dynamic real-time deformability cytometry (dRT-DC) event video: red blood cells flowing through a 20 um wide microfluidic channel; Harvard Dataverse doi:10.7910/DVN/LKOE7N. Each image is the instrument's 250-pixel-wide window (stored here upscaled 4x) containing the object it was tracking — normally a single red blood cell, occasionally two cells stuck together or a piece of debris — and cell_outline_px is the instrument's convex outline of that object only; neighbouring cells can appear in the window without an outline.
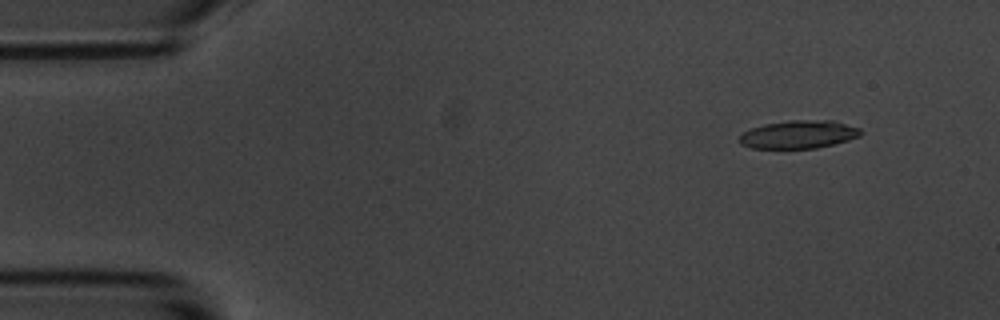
{"species": "common noctule bat (a hibernating species)", "species_latin": "Nyctalus noctula", "temperature_condition": "room temperature", "stored_images_in_passage": 4, "camera_frame_rate_fps": 3000, "um_per_image_px": 0.085, "animal": {"sex": "male", "body_mass_g": 20.1, "forearm_length_mm": 53.5}, "frame": {"image": 1, "passage_image": 1, "time_ms": 0.0, "image_size_px": [1000, 320], "cell_outline_px": [[860, 136], [848, 140], [816, 148], [752, 148], [740, 144], [740, 136], [744, 132], [752, 128], [764, 124], [788, 120], [832, 120], [860, 128]], "centroid_in_image_um": [67.88, 11.42], "position_along_channel_um": 17.1, "area_um2": 19.65}}
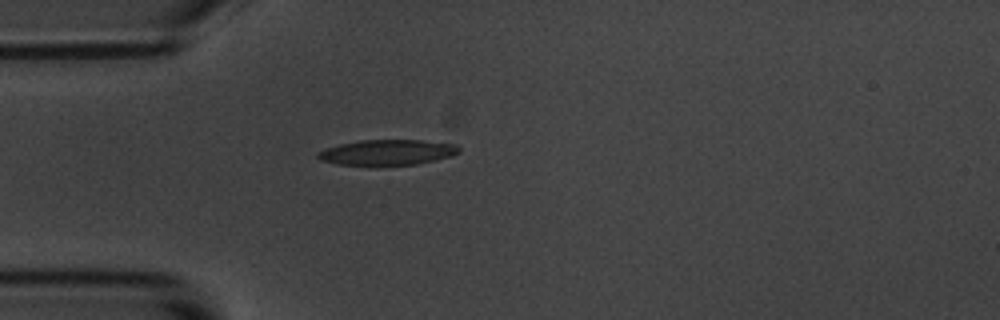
{"frame": {"image": 2, "passage_image": 4, "time_ms": 3.333, "image_size_px": [1000, 320], "cell_outline_px": [[460, 152], [452, 156], [416, 164], [336, 164], [320, 160], [316, 156], [316, 152], [340, 144], [360, 140], [420, 140], [460, 144]], "centroid_in_image_um": [32.97, 12.93], "position_along_channel_um": 52.0, "area_um2": 20.69}}